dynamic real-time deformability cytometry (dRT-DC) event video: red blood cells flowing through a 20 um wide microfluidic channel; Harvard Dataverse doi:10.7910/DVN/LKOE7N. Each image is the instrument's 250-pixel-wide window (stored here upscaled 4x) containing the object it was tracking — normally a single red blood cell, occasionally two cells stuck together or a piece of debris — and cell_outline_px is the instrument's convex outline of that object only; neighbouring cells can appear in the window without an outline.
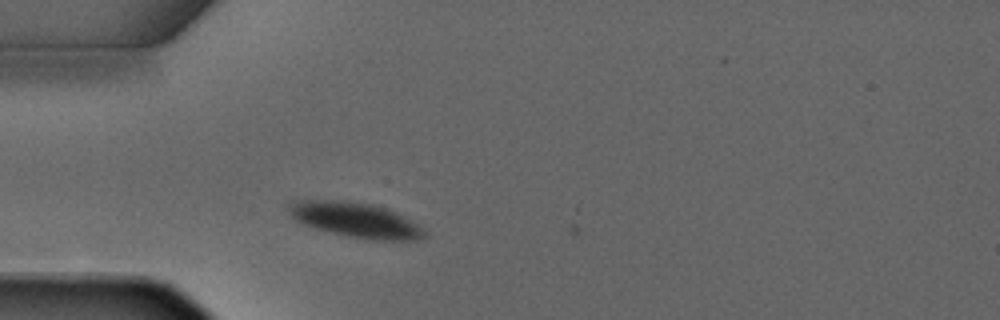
{"species": "common noctule bat (a hibernating species)", "species_latin": "Nyctalus noctula", "temperature_condition": "warm", "stored_images_in_passage": 2, "camera_frame_rate_fps": 3000, "um_per_image_px": 0.085, "animal": {"sex": "male", "forearm_length_mm": 52.5}, "frame": {"image": 1, "passage_image": 2, "time_ms": 1.0, "image_size_px": [1000, 320], "cell_outline_px": [[428, 236], [420, 240], [372, 240], [344, 236], [316, 228], [304, 224], [296, 220], [288, 212], [288, 204], [292, 200], [344, 200], [372, 204], [396, 212], [412, 220], [424, 228]], "centroid_in_image_um": [30.26, 18.7], "position_along_channel_um": 54.7, "area_um2": 27.98}}